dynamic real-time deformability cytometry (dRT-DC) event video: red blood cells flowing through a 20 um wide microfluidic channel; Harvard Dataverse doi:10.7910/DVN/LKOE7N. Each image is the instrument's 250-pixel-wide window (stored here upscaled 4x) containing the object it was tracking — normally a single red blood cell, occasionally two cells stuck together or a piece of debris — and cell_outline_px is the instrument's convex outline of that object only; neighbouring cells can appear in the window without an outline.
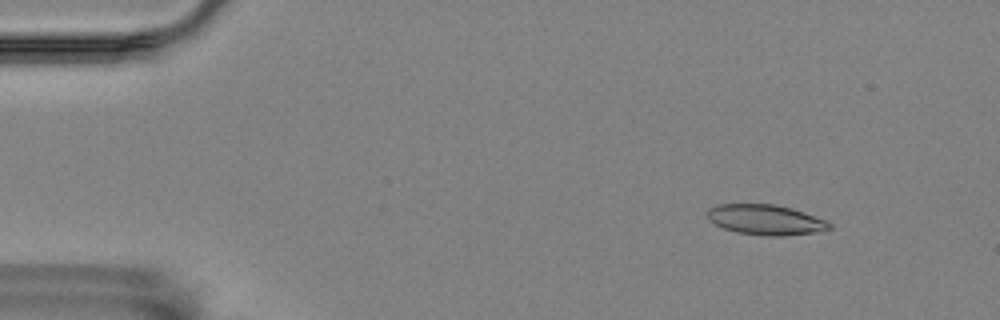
{"species": "Egyptian fruit bat (a non-hibernating species)", "species_latin": "Rousettus aegyptiacus", "temperature_condition": "room temperature", "stored_images_in_passage": 5, "camera_frame_rate_fps": 3000, "um_per_image_px": 0.085, "animal": {"sex": "female"}, "frame": {"image": 1, "passage_image": 2, "time_ms": 0.333, "image_size_px": [1000, 320], "cell_outline_px": [[832, 228], [820, 232], [784, 236], [768, 236], [736, 232], [724, 228], [708, 220], [708, 208], [716, 204], [776, 204], [792, 208], [828, 220], [832, 224]], "centroid_in_image_um": [65.13, 18.68], "position_along_channel_um": 19.9, "area_um2": 21.79}}